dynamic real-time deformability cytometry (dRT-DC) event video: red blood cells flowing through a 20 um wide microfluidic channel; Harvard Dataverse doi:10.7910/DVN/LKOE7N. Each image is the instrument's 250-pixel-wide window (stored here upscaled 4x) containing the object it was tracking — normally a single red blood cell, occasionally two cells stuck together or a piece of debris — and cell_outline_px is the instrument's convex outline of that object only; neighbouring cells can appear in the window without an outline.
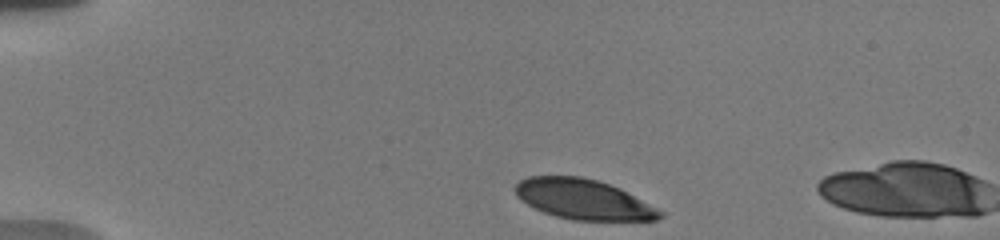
{"species": "human", "species_latin": "Homo sapiens", "temperature_condition": "warm", "stored_images_in_passage": 3, "camera_frame_rate_fps": 3000, "um_per_image_px": 0.085, "donor": {"sex": "male"}, "frame": {"image": 1, "passage_image": 1, "time_ms": 0.0, "image_size_px": [1000, 240], "cell_outline_px": [[664, 216], [656, 220], [572, 220], [556, 216], [544, 212], [520, 200], [516, 196], [512, 188], [520, 180], [528, 176], [580, 176], [596, 180], [620, 188], [664, 212]], "centroid_in_image_um": [49.56, 16.94], "position_along_channel_um": 35.4, "area_um2": 33.76}}